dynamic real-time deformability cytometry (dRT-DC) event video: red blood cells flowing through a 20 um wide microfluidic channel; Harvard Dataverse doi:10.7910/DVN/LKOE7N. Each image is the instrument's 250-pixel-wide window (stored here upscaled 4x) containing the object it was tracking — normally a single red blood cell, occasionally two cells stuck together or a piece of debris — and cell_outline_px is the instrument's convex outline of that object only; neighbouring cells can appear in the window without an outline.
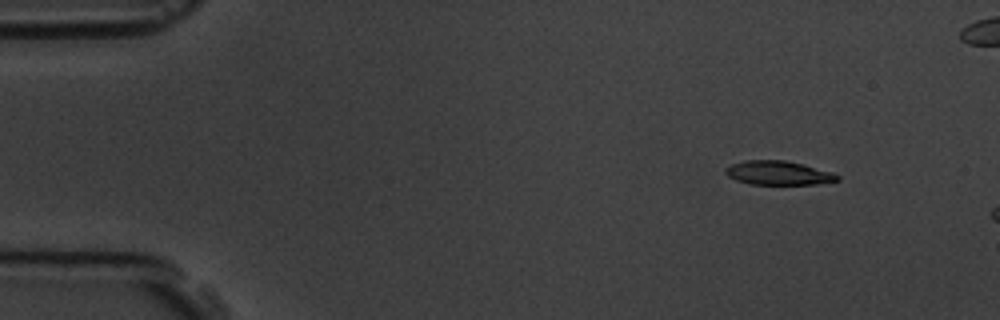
{"species": "common noctule bat (a hibernating species)", "species_latin": "Nyctalus noctula", "temperature_condition": "room temperature", "stored_images_in_passage": 4, "camera_frame_rate_fps": 3000, "um_per_image_px": 0.085, "animal": {"sex": "male", "body_mass_g": 19.5, "forearm_length_mm": 54.6}, "frame": {"image": 1, "passage_image": 2, "time_ms": 1.333, "image_size_px": [1000, 320], "cell_outline_px": [[840, 180], [816, 184], [752, 184], [736, 180], [728, 176], [724, 172], [724, 168], [732, 164], [744, 160], [784, 160], [804, 164], [832, 172], [840, 176]], "centroid_in_image_um": [66.16, 14.69], "position_along_channel_um": 18.8, "area_um2": 15.66}}